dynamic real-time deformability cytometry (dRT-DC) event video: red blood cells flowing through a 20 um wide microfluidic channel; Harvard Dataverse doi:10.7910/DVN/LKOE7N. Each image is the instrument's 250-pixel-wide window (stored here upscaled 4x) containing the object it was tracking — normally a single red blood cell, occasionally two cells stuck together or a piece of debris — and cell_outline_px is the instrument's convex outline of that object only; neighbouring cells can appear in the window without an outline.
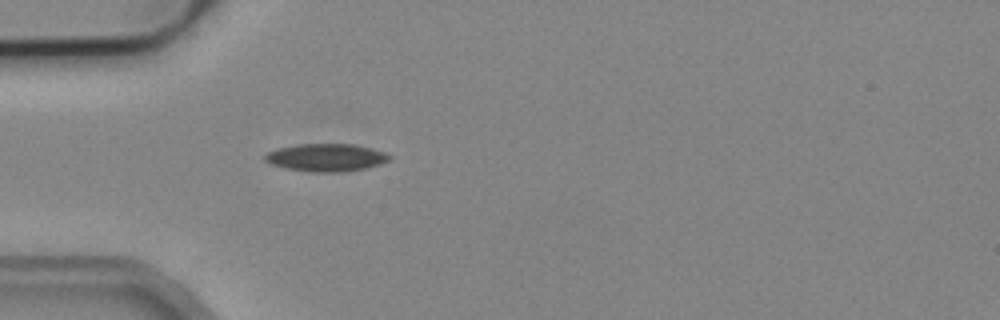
{"species": "common noctule bat (a hibernating species)", "species_latin": "Nyctalus noctula", "temperature_condition": "cold", "stored_images_in_passage": 1, "camera_frame_rate_fps": 3000, "um_per_image_px": 0.085, "animal": {"sex": "male", "body_mass_g": 19.2, "forearm_length_mm": 51.8}, "frame": {"image": 1, "passage_image": 1, "time_ms": 0.0, "image_size_px": [1000, 320], "cell_outline_px": [[392, 160], [380, 164], [364, 168], [340, 172], [312, 172], [284, 168], [268, 164], [264, 160], [264, 156], [268, 152], [276, 148], [300, 144], [352, 144], [384, 152], [392, 156]], "centroid_in_image_um": [27.68, 13.39], "position_along_channel_um": 57.3, "area_um2": 20.11}}